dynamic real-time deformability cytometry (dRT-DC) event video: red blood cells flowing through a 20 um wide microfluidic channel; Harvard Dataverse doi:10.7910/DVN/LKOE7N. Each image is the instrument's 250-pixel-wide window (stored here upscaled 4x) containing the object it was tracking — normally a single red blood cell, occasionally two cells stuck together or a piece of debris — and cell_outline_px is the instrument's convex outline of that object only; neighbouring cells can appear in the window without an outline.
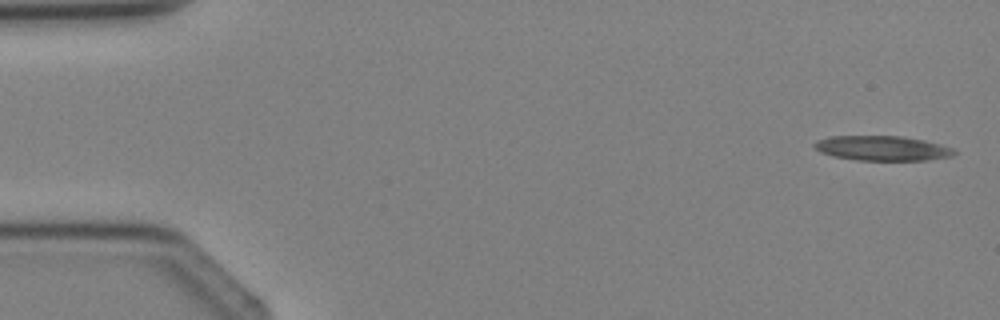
{"species": "Egyptian fruit bat (a non-hibernating species)", "species_latin": "Rousettus aegyptiacus", "temperature_condition": "cold", "stored_images_in_passage": 4, "camera_frame_rate_fps": 3000, "um_per_image_px": 0.085, "animal": {"sex": "female"}, "frame": {"image": 1, "passage_image": 1, "time_ms": 0.0, "image_size_px": [1000, 320], "cell_outline_px": [[956, 152], [952, 156], [924, 160], [856, 160], [832, 156], [820, 152], [812, 144], [816, 140], [832, 136], [904, 136], [924, 140], [940, 144], [952, 148]], "centroid_in_image_um": [74.96, 12.59], "position_along_channel_um": 10.0, "area_um2": 20.17}}